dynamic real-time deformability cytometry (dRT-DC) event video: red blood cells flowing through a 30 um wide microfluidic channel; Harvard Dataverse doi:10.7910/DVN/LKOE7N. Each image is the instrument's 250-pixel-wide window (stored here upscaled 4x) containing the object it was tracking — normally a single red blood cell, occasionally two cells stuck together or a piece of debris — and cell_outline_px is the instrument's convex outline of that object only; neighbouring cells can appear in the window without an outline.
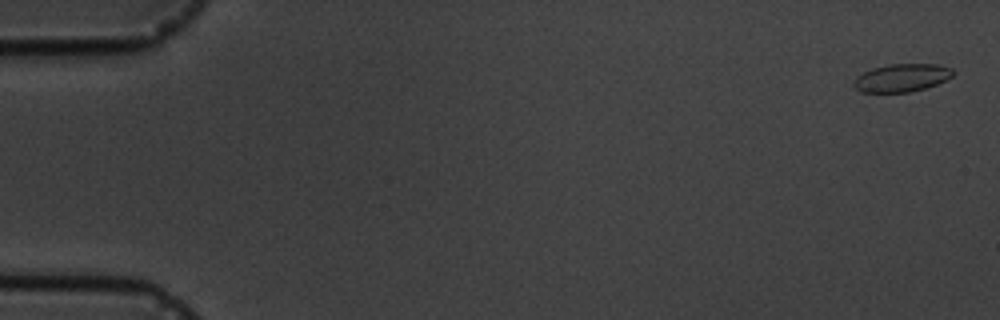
{"species": "common noctule bat (a hibernating species)", "species_latin": "Nyctalus noctula", "temperature_condition": "cold", "stored_images_in_passage": 3, "camera_frame_rate_fps": 3000, "um_per_image_px": 0.085, "animal": {"sex": "male", "body_mass_g": 19.5, "forearm_length_mm": 54.6}, "frame": {"image": 1, "passage_image": 1, "time_ms": 0.0, "image_size_px": [1000, 320], "cell_outline_px": [[956, 72], [952, 76], [936, 84], [924, 88], [908, 92], [860, 92], [852, 84], [856, 76], [872, 68], [888, 64], [936, 64], [952, 68]], "centroid_in_image_um": [76.63, 6.6], "position_along_channel_um": 8.4, "area_um2": 16.13}}